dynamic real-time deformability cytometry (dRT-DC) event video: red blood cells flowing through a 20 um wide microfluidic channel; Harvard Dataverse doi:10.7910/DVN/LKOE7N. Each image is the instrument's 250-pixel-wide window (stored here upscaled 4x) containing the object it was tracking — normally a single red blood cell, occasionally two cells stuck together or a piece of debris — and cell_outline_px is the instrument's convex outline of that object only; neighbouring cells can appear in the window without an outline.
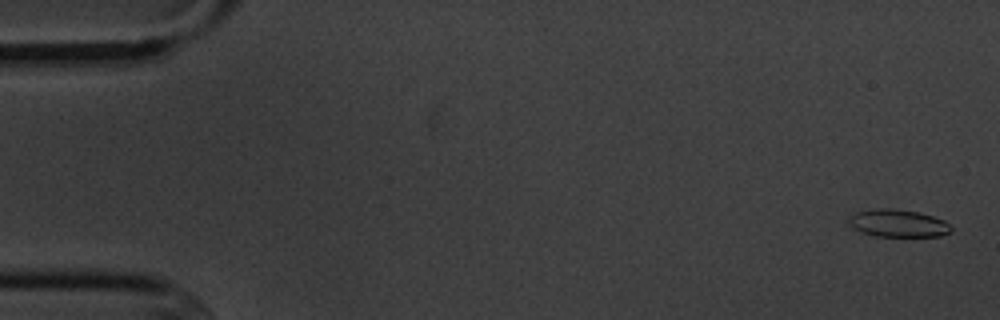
{"species": "common noctule bat (a hibernating species)", "species_latin": "Nyctalus noctula", "temperature_condition": "cold", "stored_images_in_passage": 7, "camera_frame_rate_fps": 3000, "um_per_image_px": 0.085, "animal": {"sex": "male", "body_mass_g": 20.1, "forearm_length_mm": 53.5}, "frame": {"image": 1, "passage_image": 1, "time_ms": 0.0, "image_size_px": [1000, 320], "cell_outline_px": [[952, 232], [940, 236], [876, 236], [860, 232], [852, 228], [848, 224], [848, 216], [856, 212], [876, 208], [892, 208], [916, 212], [932, 216], [944, 220], [952, 228]], "centroid_in_image_um": [76.29, 18.98], "position_along_channel_um": 8.7, "area_um2": 16.53}}
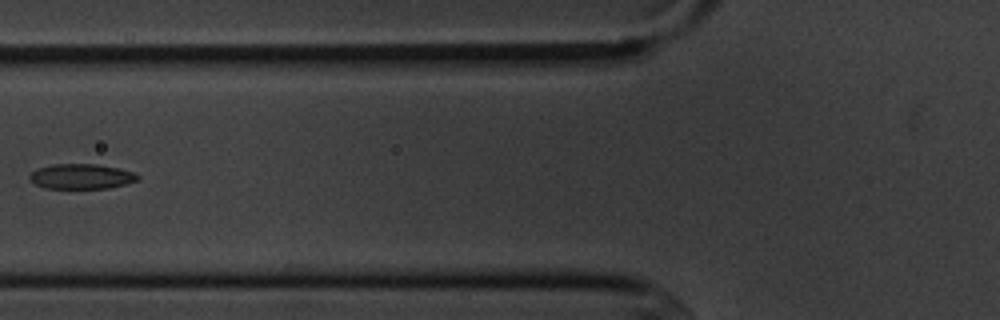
{"frame": {"image": 2, "passage_image": 6, "time_ms": 6.667, "image_size_px": [1000, 320], "cell_outline_px": [[140, 176], [136, 180], [124, 184], [108, 188], [44, 188], [36, 184], [28, 176], [36, 168], [52, 164], [96, 164], [136, 172]], "centroid_in_image_um": [6.9, 14.99], "position_along_channel_um": 118.9, "area_um2": 15.66}}
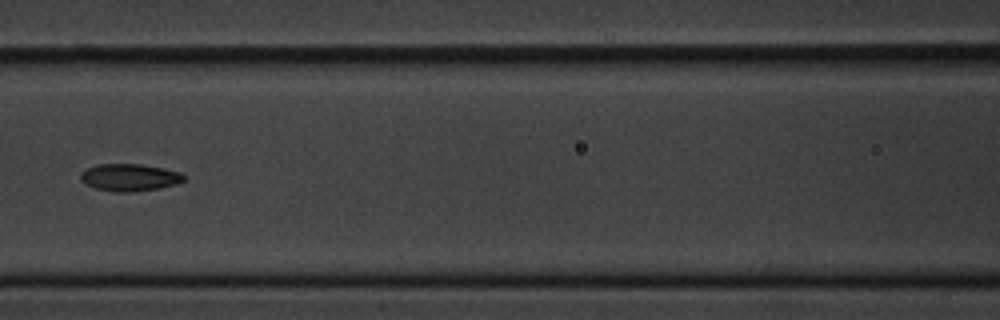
{"frame": {"image": 3, "passage_image": 7, "time_ms": 7.667, "image_size_px": [1000, 320], "cell_outline_px": [[184, 180], [176, 184], [160, 188], [132, 192], [112, 192], [96, 188], [84, 184], [80, 180], [80, 176], [88, 168], [96, 164], [140, 164], [164, 168], [180, 172], [184, 176]], "centroid_in_image_um": [11.01, 15.09], "position_along_channel_um": 155.6, "area_um2": 16.42}}